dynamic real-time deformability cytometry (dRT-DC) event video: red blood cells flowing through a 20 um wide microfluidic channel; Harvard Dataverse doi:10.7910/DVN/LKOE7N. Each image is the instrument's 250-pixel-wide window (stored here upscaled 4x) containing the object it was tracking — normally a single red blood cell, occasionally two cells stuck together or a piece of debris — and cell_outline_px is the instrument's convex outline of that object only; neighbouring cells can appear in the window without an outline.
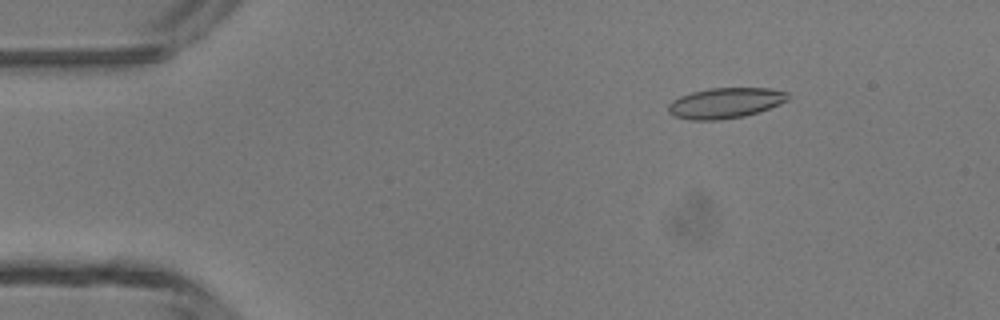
{"species": "common noctule bat (a hibernating species)", "species_latin": "Nyctalus noctula", "temperature_condition": "room temperature", "stored_images_in_passage": 9, "camera_frame_rate_fps": 3000, "um_per_image_px": 0.085, "animal": {"sex": "male", "body_mass_g": 13.3}, "frame": {"image": 1, "passage_image": 7, "time_ms": 2.0, "image_size_px": [1000, 320], "cell_outline_px": [[788, 100], [780, 104], [744, 116], [720, 120], [688, 120], [672, 116], [668, 112], [668, 104], [672, 100], [680, 96], [692, 92], [708, 88], [772, 88], [788, 92]], "centroid_in_image_um": [61.61, 8.75], "position_along_channel_um": 23.4, "area_um2": 21.39}}